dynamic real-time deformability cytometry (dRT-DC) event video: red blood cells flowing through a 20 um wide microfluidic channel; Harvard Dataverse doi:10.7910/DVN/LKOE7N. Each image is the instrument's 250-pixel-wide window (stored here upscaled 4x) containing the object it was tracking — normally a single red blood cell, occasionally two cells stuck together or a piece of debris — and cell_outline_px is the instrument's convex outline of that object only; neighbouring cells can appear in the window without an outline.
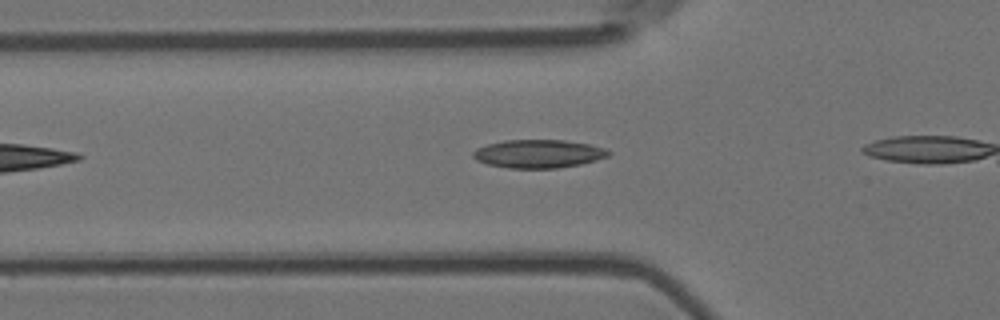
{"species": "Egyptian fruit bat (a non-hibernating species)", "species_latin": "Rousettus aegyptiacus", "temperature_condition": "room temperature", "stored_images_in_passage": 5, "camera_frame_rate_fps": 3000, "um_per_image_px": 0.085, "animal": {"sex": "female"}, "frame": {"image": 1, "passage_image": 3, "time_ms": 0.667, "image_size_px": [1000, 320], "cell_outline_px": [[612, 152], [608, 156], [596, 160], [580, 164], [560, 168], [508, 168], [488, 164], [476, 160], [472, 156], [472, 152], [476, 148], [488, 144], [504, 140], [564, 140], [588, 144], [604, 148]], "centroid_in_image_um": [45.75, 13.07], "position_along_channel_um": 80.0, "area_um2": 22.31}}
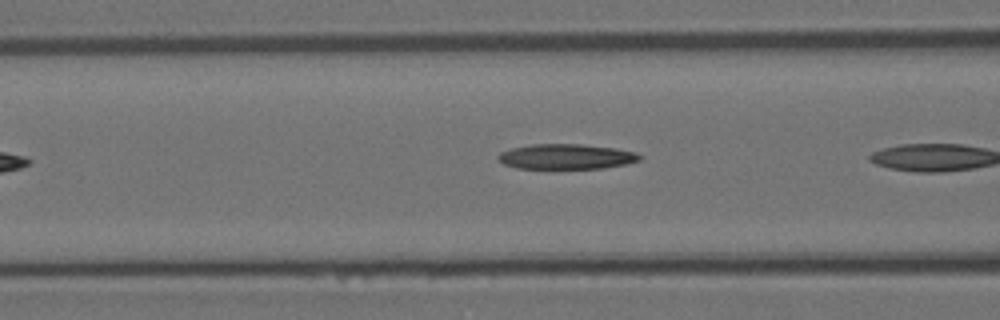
{"frame": {"image": 2, "passage_image": 5, "time_ms": 1.333, "image_size_px": [1000, 320], "cell_outline_px": [[640, 160], [624, 164], [604, 168], [516, 168], [504, 164], [496, 156], [500, 152], [512, 148], [532, 144], [580, 144], [616, 148], [636, 152], [640, 156]], "centroid_in_image_um": [48.11, 13.3], "position_along_channel_um": 118.5, "area_um2": 20.58}}